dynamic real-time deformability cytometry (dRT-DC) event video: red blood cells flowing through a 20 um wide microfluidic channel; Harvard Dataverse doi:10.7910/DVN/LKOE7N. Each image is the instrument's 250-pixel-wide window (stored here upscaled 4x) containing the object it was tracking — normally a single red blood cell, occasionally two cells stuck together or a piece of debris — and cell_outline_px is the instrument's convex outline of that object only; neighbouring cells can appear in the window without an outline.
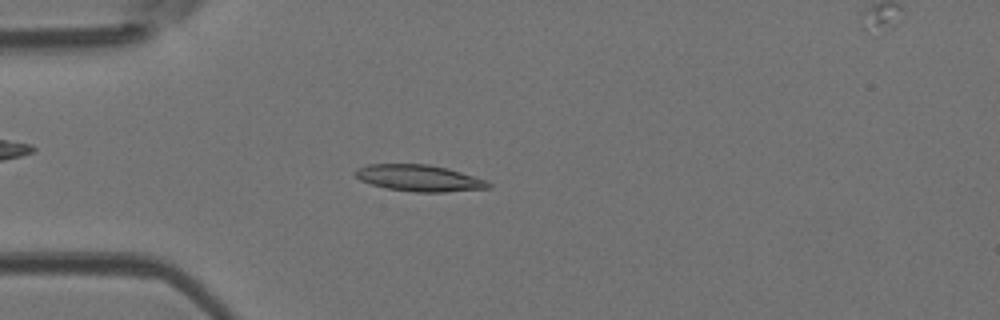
{"species": "Egyptian fruit bat (a non-hibernating species)", "species_latin": "Rousettus aegyptiacus", "temperature_condition": "room temperature", "stored_images_in_passage": 6, "camera_frame_rate_fps": 3000, "um_per_image_px": 0.085, "animal": {"sex": "female"}, "frame": {"image": 1, "passage_image": 5, "time_ms": 1.333, "image_size_px": [1000, 320], "cell_outline_px": [[492, 188], [444, 192], [412, 192], [388, 188], [372, 184], [360, 180], [352, 172], [356, 168], [368, 164], [428, 164], [448, 168], [488, 180], [492, 184]], "centroid_in_image_um": [35.66, 15.13], "position_along_channel_um": 49.3, "area_um2": 20.75}}